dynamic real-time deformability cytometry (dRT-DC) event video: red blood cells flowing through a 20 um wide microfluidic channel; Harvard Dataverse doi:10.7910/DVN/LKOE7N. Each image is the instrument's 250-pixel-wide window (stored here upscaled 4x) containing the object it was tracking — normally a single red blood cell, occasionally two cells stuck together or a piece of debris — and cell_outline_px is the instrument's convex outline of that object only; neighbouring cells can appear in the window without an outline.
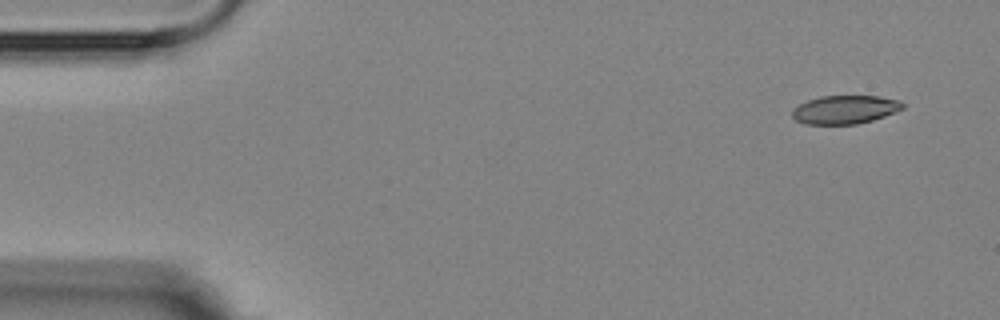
{"species": "Egyptian fruit bat (a non-hibernating species)", "species_latin": "Rousettus aegyptiacus", "temperature_condition": "room temperature", "stored_images_in_passage": 5, "camera_frame_rate_fps": 3000, "um_per_image_px": 0.085, "animal": {"sex": "female"}, "frame": {"image": 1, "passage_image": 1, "time_ms": 0.0, "image_size_px": [1000, 320], "cell_outline_px": [[904, 108], [884, 116], [872, 120], [856, 124], [804, 124], [796, 120], [792, 116], [792, 108], [808, 100], [820, 96], [880, 96], [900, 100], [904, 104]], "centroid_in_image_um": [71.81, 9.31], "position_along_channel_um": 13.2, "area_um2": 18.32}}
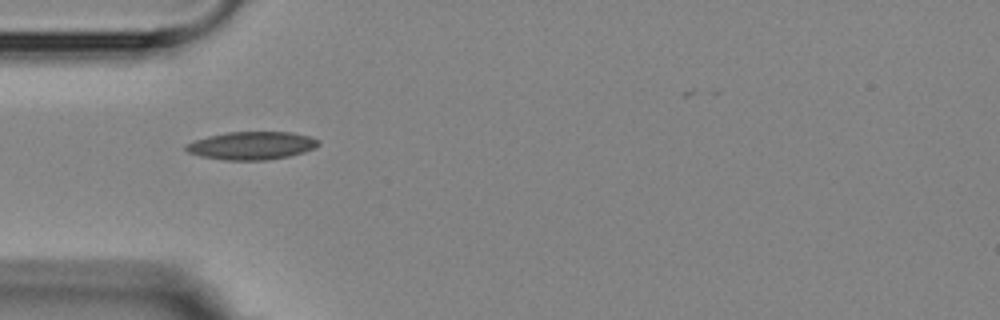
{"frame": {"image": 2, "passage_image": 4, "time_ms": 4.333, "image_size_px": [1000, 320], "cell_outline_px": [[320, 144], [316, 148], [304, 152], [288, 156], [268, 160], [224, 160], [200, 156], [188, 152], [184, 148], [184, 144], [208, 136], [228, 132], [292, 132], [308, 136], [320, 140]], "centroid_in_image_um": [21.4, 12.38], "position_along_channel_um": 63.6, "area_um2": 21.68}}
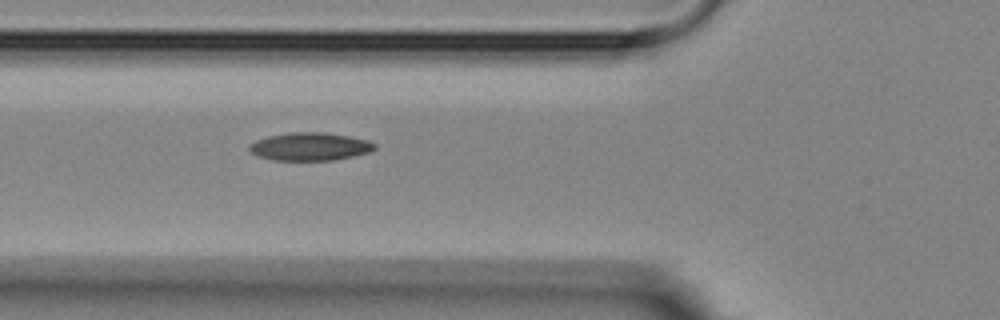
{"frame": {"image": 3, "passage_image": 5, "time_ms": 5.333, "image_size_px": [1000, 320], "cell_outline_px": [[376, 148], [372, 152], [332, 160], [272, 160], [256, 156], [248, 148], [248, 144], [256, 140], [268, 136], [288, 132], [324, 132], [348, 136], [368, 140], [376, 144]], "centroid_in_image_um": [26.33, 12.45], "position_along_channel_um": 99.5, "area_um2": 20.58}}